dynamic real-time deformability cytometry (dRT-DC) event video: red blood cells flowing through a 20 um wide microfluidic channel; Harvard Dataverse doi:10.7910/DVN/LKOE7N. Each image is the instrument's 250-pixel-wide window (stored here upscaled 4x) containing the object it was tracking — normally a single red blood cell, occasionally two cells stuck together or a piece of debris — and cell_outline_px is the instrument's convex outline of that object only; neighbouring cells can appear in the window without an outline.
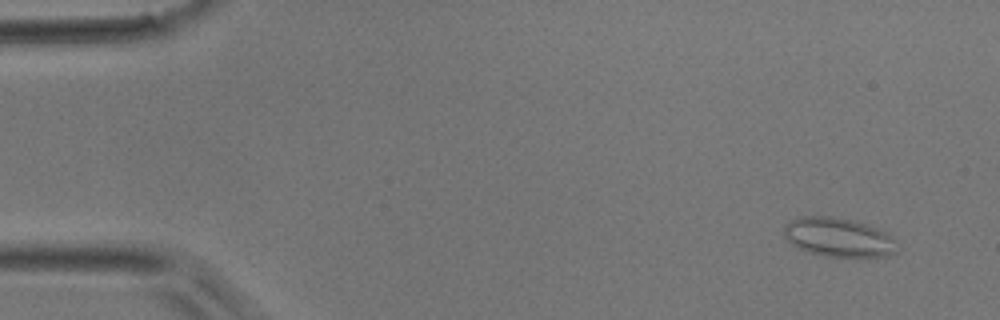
{"species": "common noctule bat (a hibernating species)", "species_latin": "Nyctalus noctula", "temperature_condition": "room temperature", "stored_images_in_passage": 44, "camera_frame_rate_fps": 3000, "um_per_image_px": 0.085, "animal": {"sex": "male", "body_mass_g": 17.9}, "frame": {"image": 1, "passage_image": 3, "time_ms": 0.667, "image_size_px": [1000, 320], "cell_outline_px": [[896, 252], [888, 256], [824, 256], [808, 252], [792, 244], [784, 236], [784, 224], [788, 220], [800, 216], [832, 216], [852, 220], [868, 224], [892, 236]], "centroid_in_image_um": [71.21, 20.15], "position_along_channel_um": 13.8, "area_um2": 25.61}}
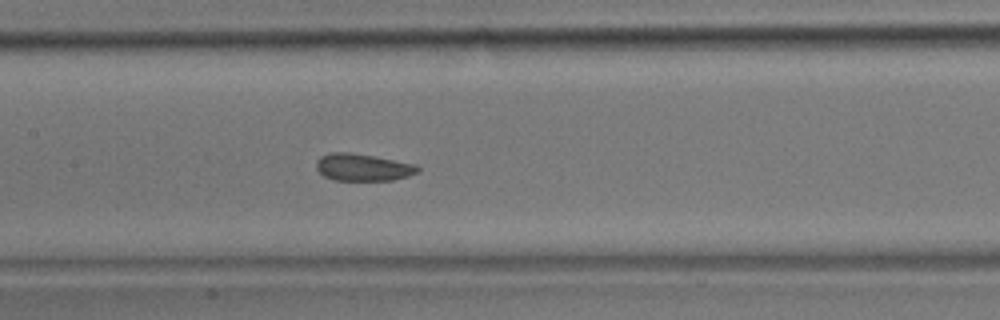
{"frame": {"image": 2, "passage_image": 21, "time_ms": 6.667, "image_size_px": [1000, 320], "cell_outline_px": [[420, 172], [408, 176], [392, 180], [336, 180], [324, 176], [316, 168], [316, 160], [320, 156], [332, 152], [352, 152], [416, 164], [420, 168]], "centroid_in_image_um": [30.85, 14.21], "position_along_channel_um": 176.5, "area_um2": 16.13}}
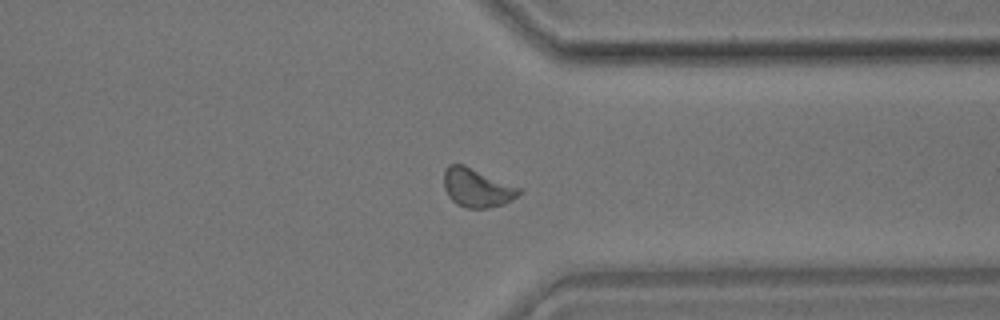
{"frame": {"image": 3, "passage_image": 34, "time_ms": 11.0, "image_size_px": [1000, 320], "cell_outline_px": [[520, 192], [516, 196], [504, 204], [488, 208], [464, 208], [456, 204], [448, 196], [444, 188], [444, 172], [448, 164], [464, 164], [520, 188]], "centroid_in_image_um": [40.49, 15.96], "position_along_channel_um": 370.9, "area_um2": 16.82}}